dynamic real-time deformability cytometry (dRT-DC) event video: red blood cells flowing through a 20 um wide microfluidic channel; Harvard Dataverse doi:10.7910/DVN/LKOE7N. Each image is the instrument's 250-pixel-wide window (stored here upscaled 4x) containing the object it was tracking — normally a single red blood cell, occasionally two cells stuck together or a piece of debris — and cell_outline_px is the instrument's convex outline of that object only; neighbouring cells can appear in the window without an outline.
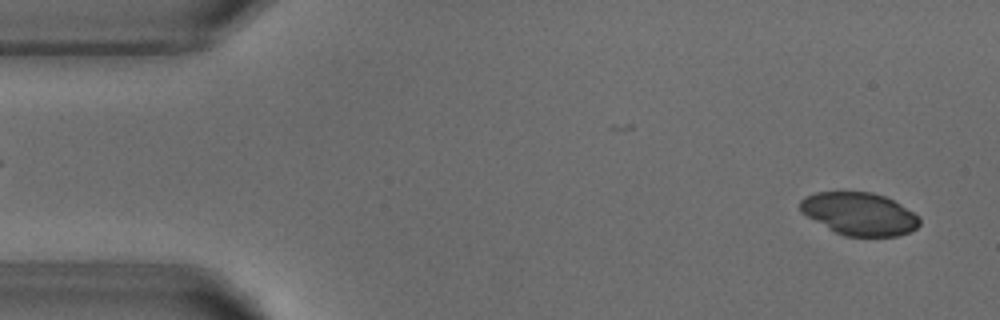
{"species": "common noctule bat (a hibernating species)", "species_latin": "Nyctalus noctula", "temperature_condition": "warm", "stored_images_in_passage": 51, "camera_frame_rate_fps": 3000, "um_per_image_px": 0.085, "animal": {"sex": "male", "body_mass_g": 18.8}, "frame": {"image": 1, "passage_image": 2, "time_ms": 0.333, "image_size_px": [1000, 320], "cell_outline_px": [[920, 224], [916, 228], [908, 232], [896, 236], [844, 236], [828, 228], [800, 212], [800, 200], [804, 196], [816, 192], [872, 192], [884, 196], [900, 204], [920, 216]], "centroid_in_image_um": [73.04, 18.17], "position_along_channel_um": 12.0, "area_um2": 29.59}}